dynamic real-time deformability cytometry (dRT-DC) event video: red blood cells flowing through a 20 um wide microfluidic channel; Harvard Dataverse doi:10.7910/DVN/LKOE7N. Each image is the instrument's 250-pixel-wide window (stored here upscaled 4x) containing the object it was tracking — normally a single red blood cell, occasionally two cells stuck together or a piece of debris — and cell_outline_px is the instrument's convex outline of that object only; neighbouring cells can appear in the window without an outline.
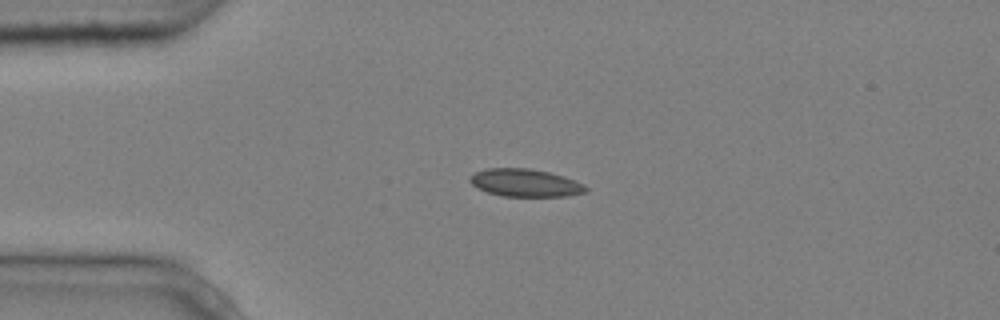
{"species": "common noctule bat (a hibernating species)", "species_latin": "Nyctalus noctula", "temperature_condition": "cold", "stored_images_in_passage": 4, "camera_frame_rate_fps": 3000, "um_per_image_px": 0.085, "animal": {"sex": "male", "body_mass_g": 20.4}, "frame": {"image": 1, "passage_image": 3, "time_ms": 0.667, "image_size_px": [1000, 320], "cell_outline_px": [[588, 192], [568, 196], [500, 196], [476, 188], [468, 180], [468, 176], [484, 168], [528, 168], [548, 172], [564, 176], [584, 184], [588, 188]], "centroid_in_image_um": [44.63, 15.54], "position_along_channel_um": 40.4, "area_um2": 18.9}}